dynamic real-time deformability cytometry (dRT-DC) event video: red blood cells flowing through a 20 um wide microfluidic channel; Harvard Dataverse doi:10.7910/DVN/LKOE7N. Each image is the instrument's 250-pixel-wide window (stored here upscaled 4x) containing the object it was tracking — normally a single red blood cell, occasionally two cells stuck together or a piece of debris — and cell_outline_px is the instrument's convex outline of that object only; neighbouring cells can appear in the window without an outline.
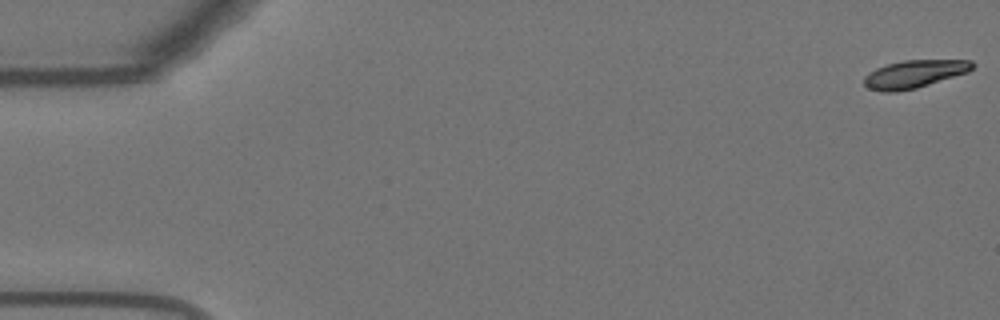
{"species": "Egyptian fruit bat (a non-hibernating species)", "species_latin": "Rousettus aegyptiacus", "temperature_condition": "warm", "stored_images_in_passage": 56, "camera_frame_rate_fps": 3000, "um_per_image_px": 0.085, "animal": {"sex": "female"}, "frame": {"image": 1, "passage_image": 1, "time_ms": 0.0, "image_size_px": [1000, 320], "cell_outline_px": [[976, 64], [968, 72], [916, 88], [896, 92], [880, 92], [868, 88], [864, 84], [864, 76], [868, 72], [876, 68], [888, 64], [904, 60], [972, 60]], "centroid_in_image_um": [77.7, 6.29], "position_along_channel_um": 7.3, "area_um2": 17.57}}
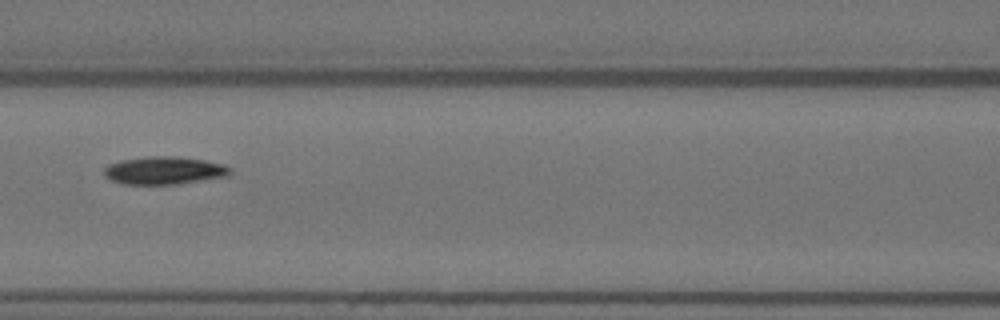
{"frame": {"image": 2, "passage_image": 25, "time_ms": 8.0, "image_size_px": [1000, 320], "cell_outline_px": [[232, 172], [228, 176], [176, 184], [124, 184], [112, 180], [104, 176], [104, 168], [108, 164], [120, 160], [148, 156], [176, 156], [204, 160], [224, 164], [232, 168]], "centroid_in_image_um": [13.96, 14.48], "position_along_channel_um": 152.6, "area_um2": 20.52}}
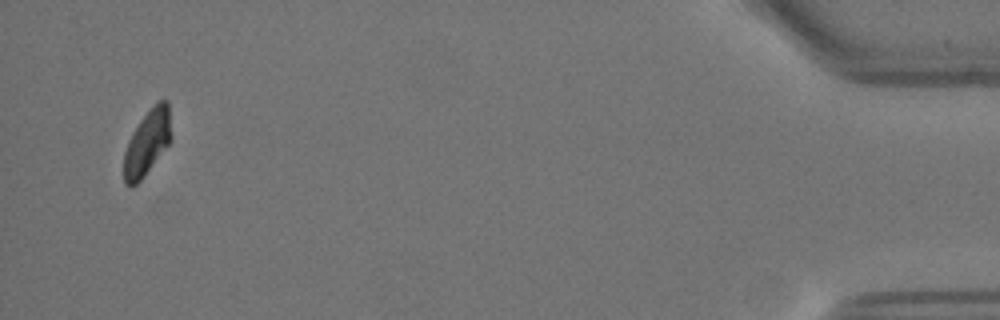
{"frame": {"image": 3, "passage_image": 54, "time_ms": 17.667, "image_size_px": [1000, 320], "cell_outline_px": [[172, 140], [144, 176], [136, 184], [124, 184], [124, 152], [128, 140], [132, 132], [140, 120], [156, 100], [168, 100], [172, 136]], "centroid_in_image_um": [12.53, 12.07], "position_along_channel_um": 422.7, "area_um2": 18.09}, "authors_computed_cell_mechanics": {"area_um2": 19.1607, "velocity_mm_per_s": 3.6521, "shape_relaxation_time_tau1_ms": 4.4627, "shape_relaxation_time_tau2_ms": null, "deformation_change_tau1": 0.1701, "deformation_change_tau2": null}}